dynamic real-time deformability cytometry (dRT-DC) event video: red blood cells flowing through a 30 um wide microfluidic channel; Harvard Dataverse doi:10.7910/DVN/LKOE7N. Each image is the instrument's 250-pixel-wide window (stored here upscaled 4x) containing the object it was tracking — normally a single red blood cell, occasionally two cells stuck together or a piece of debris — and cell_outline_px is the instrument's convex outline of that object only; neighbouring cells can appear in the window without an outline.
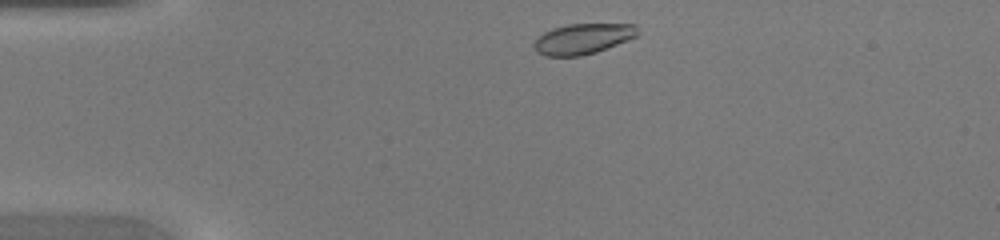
{"species": "common noctule bat (a hibernating species)", "species_latin": "Nyctalus noctula", "temperature_condition": "warm", "stored_images_in_passage": 37, "camera_frame_rate_fps": 3000, "um_per_image_px": 0.085, "animal": {"sex": "female", "body_mass_g": 20.0, "forearm_length_mm": 54.0}, "frame": {"image": 1, "passage_image": 2, "time_ms": 0.333, "image_size_px": [1000, 240], "cell_outline_px": [[640, 32], [636, 36], [628, 40], [596, 52], [580, 56], [544, 56], [536, 52], [532, 44], [544, 32], [552, 28], [568, 24], [636, 24]], "centroid_in_image_um": [49.54, 3.3], "position_along_channel_um": 35.5, "area_um2": 18.5}}
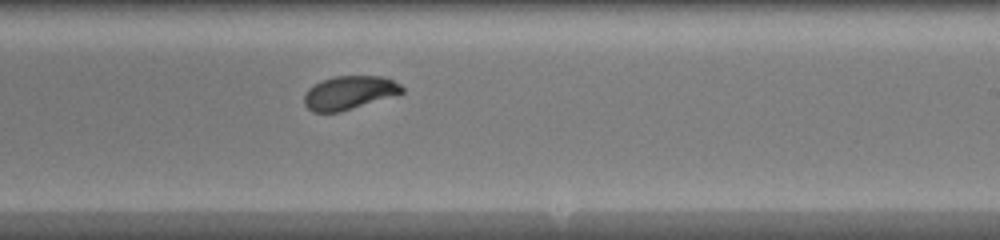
{"frame": {"image": 2, "passage_image": 20, "time_ms": 6.333, "image_size_px": [1000, 240], "cell_outline_px": [[404, 92], [340, 112], [312, 112], [304, 104], [304, 92], [308, 88], [320, 80], [336, 76], [380, 76], [392, 80], [400, 84], [404, 88]], "centroid_in_image_um": [29.64, 7.87], "position_along_channel_um": 259.4, "area_um2": 19.02}}
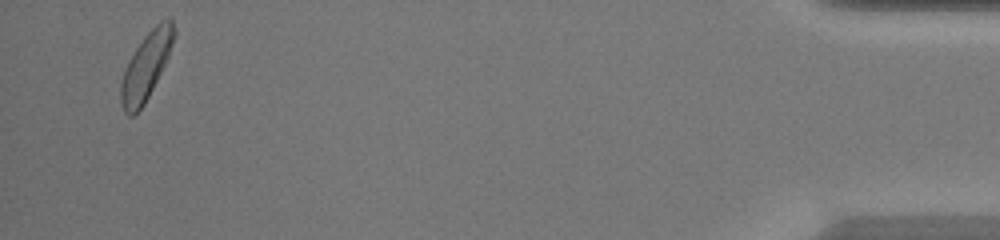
{"frame": {"image": 3, "passage_image": 36, "time_ms": 11.667, "image_size_px": [1000, 240], "cell_outline_px": [[176, 32], [168, 56], [144, 104], [132, 116], [128, 116], [124, 112], [120, 100], [120, 84], [124, 68], [128, 60], [144, 36], [160, 20], [168, 16], [172, 20]], "centroid_in_image_um": [12.4, 5.59], "position_along_channel_um": 422.8, "area_um2": 20.52}}